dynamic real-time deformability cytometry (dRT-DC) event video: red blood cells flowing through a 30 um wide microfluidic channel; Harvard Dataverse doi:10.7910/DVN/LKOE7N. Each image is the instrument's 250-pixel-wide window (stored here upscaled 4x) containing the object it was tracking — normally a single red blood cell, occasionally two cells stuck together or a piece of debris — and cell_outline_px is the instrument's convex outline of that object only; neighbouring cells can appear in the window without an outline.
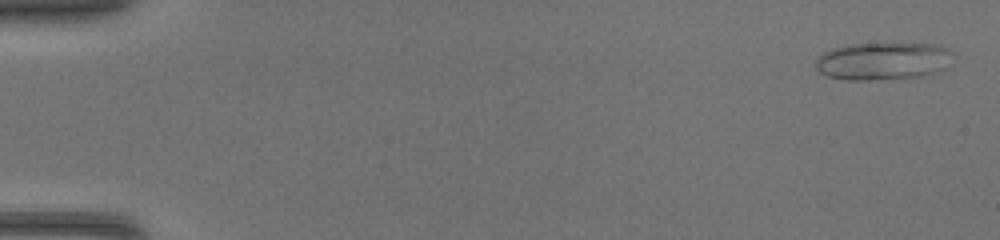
{"species": "common noctule bat (a hibernating species)", "species_latin": "Nyctalus noctula", "temperature_condition": "warm", "stored_images_in_passage": 46, "camera_frame_rate_fps": 3000, "um_per_image_px": 0.085, "animal": {"sex": "female", "body_mass_g": 17.0, "forearm_length_mm": 48.0}, "frame": {"image": 1, "passage_image": 2, "time_ms": 0.333, "image_size_px": [1000, 240], "cell_outline_px": [[956, 52], [944, 68], [936, 72], [920, 76], [900, 80], [844, 80], [828, 76], [820, 72], [816, 68], [816, 60], [824, 52], [832, 48], [848, 44], [932, 44], [948, 48]], "centroid_in_image_um": [75.07, 5.21], "position_along_channel_um": 9.9, "area_um2": 30.4}}
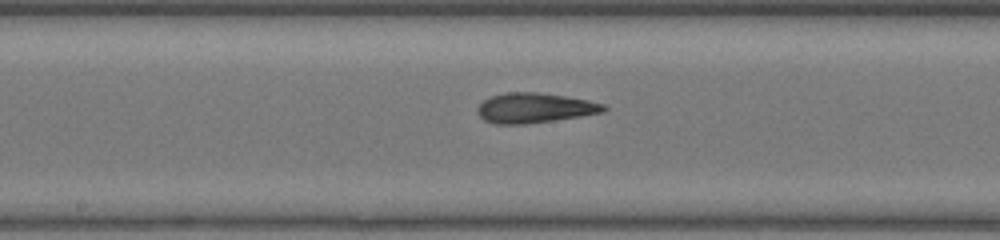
{"frame": {"image": 2, "passage_image": 25, "time_ms": 8.0, "image_size_px": [1000, 240], "cell_outline_px": [[608, 108], [604, 112], [580, 116], [524, 124], [496, 124], [484, 120], [476, 112], [476, 108], [488, 96], [504, 92], [536, 92], [564, 96], [588, 100], [604, 104]], "centroid_in_image_um": [45.4, 9.16], "position_along_channel_um": 202.8, "area_um2": 22.02}}
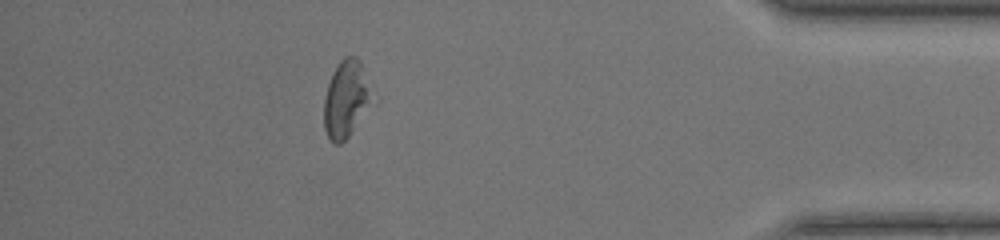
{"frame": {"image": 3, "passage_image": 41, "time_ms": 13.333, "image_size_px": [1000, 240], "cell_outline_px": [[368, 100], [348, 136], [340, 144], [332, 144], [328, 140], [324, 128], [324, 96], [332, 72], [340, 60], [344, 56], [356, 56], [360, 60]], "centroid_in_image_um": [29.25, 8.43], "position_along_channel_um": 405.9, "area_um2": 19.94}}